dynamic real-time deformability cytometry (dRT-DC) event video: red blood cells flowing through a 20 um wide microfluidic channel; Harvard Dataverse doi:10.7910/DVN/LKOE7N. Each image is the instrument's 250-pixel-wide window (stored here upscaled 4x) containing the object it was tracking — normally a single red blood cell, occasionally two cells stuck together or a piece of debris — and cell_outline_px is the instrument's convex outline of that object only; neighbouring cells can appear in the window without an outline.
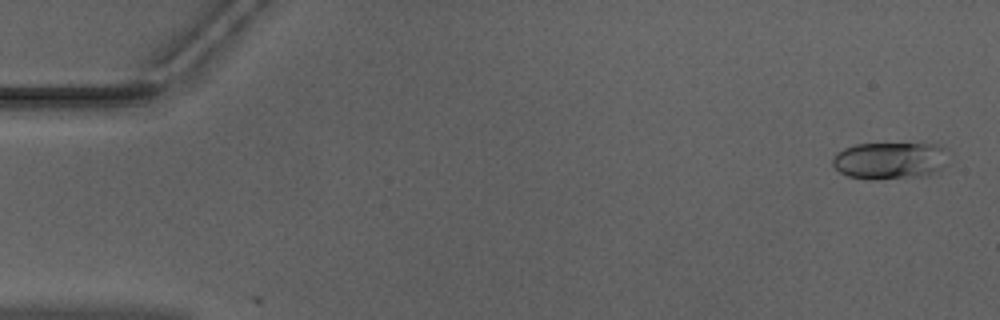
{"species": "Egyptian fruit bat (a non-hibernating species)", "species_latin": "Rousettus aegyptiacus", "temperature_condition": "warm", "stored_images_in_passage": 13, "camera_frame_rate_fps": 3000, "um_per_image_px": 0.085, "animal": {"sex": "male"}, "frame": {"image": 1, "passage_image": 2, "time_ms": 0.333, "image_size_px": [1000, 320], "cell_outline_px": [[948, 164], [928, 176], [876, 180], [848, 176], [840, 172], [832, 164], [832, 160], [836, 152], [844, 148], [856, 144], [940, 144], [944, 148]], "centroid_in_image_um": [75.65, 13.66], "position_along_channel_um": 9.3, "area_um2": 25.26}}